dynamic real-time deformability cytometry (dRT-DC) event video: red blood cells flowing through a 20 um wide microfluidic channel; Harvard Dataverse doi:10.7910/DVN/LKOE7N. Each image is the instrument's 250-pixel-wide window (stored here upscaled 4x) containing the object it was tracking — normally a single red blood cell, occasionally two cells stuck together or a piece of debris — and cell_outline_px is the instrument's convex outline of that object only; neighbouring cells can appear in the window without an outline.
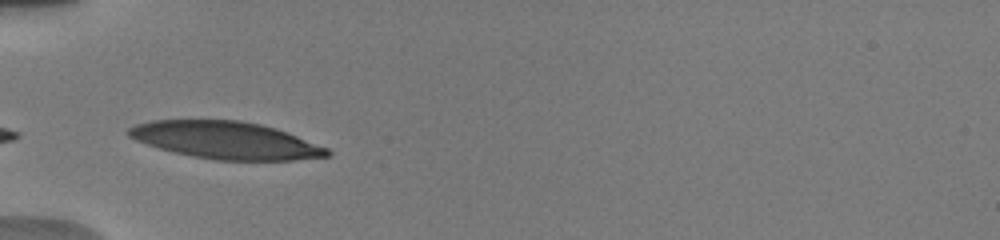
{"species": "human", "species_latin": "Homo sapiens", "temperature_condition": "warm", "stored_images_in_passage": 14, "camera_frame_rate_fps": 3000, "um_per_image_px": 0.085, "donor": {"sex": "male"}, "frame": {"image": 1, "passage_image": 1, "time_ms": 0.0, "image_size_px": [1000, 240], "cell_outline_px": [[332, 152], [328, 156], [296, 160], [216, 160], [192, 156], [160, 148], [136, 140], [128, 136], [128, 128], [136, 124], [152, 120], [240, 120], [260, 124], [276, 128], [288, 132], [328, 148]], "centroid_in_image_um": [19.22, 11.92], "position_along_channel_um": 65.8, "area_um2": 43.0}}
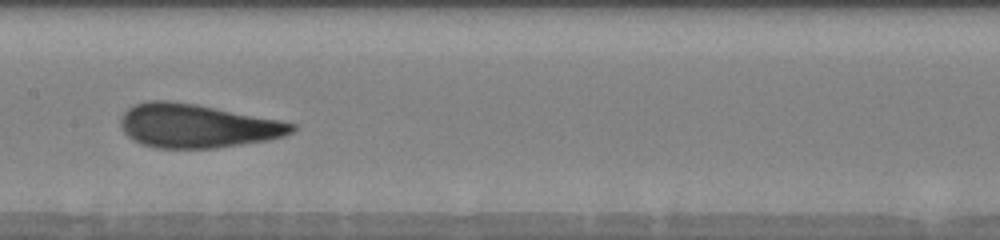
{"frame": {"image": 2, "passage_image": 8, "time_ms": 3.333, "image_size_px": [1000, 240], "cell_outline_px": [[296, 128], [292, 132], [284, 136], [268, 140], [216, 148], [156, 148], [140, 144], [132, 140], [124, 132], [120, 124], [120, 116], [128, 108], [136, 104], [148, 100], [168, 100], [196, 104], [280, 120], [296, 124]], "centroid_in_image_um": [16.72, 10.7], "position_along_channel_um": 190.7, "area_um2": 43.75}}
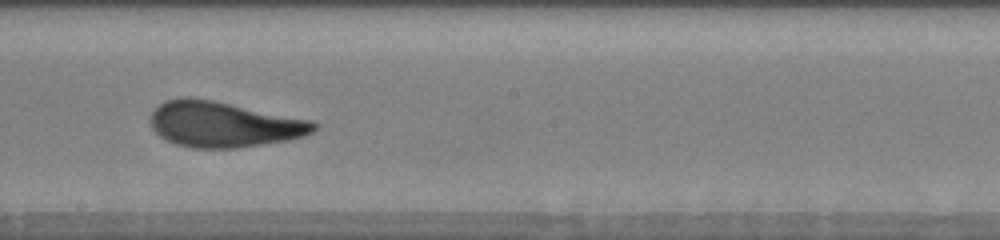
{"frame": {"image": 3, "passage_image": 10, "time_ms": 4.333, "image_size_px": [1000, 240], "cell_outline_px": [[320, 124], [312, 132], [304, 136], [288, 140], [236, 148], [192, 148], [176, 144], [160, 136], [152, 128], [148, 120], [152, 112], [164, 100], [184, 96], [188, 96], [212, 100], [312, 120]], "centroid_in_image_um": [18.99, 10.56], "position_along_channel_um": 229.2, "area_um2": 43.52}}